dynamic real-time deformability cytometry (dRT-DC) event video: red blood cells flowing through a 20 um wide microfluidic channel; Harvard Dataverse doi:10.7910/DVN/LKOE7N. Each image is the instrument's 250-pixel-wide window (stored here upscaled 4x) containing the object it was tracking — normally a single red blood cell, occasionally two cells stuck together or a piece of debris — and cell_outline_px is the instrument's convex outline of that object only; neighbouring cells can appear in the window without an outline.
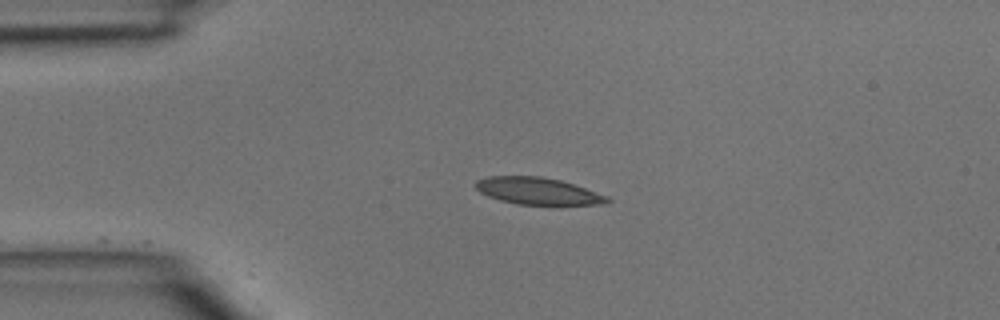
{"species": "common noctule bat (a hibernating species)", "species_latin": "Nyctalus noctula", "temperature_condition": "room temperature", "stored_images_in_passage": 13, "camera_frame_rate_fps": 3000, "um_per_image_px": 0.085, "animal": {"sex": "male", "body_mass_g": 15.6}, "frame": {"image": 1, "passage_image": 1, "time_ms": 0.0, "image_size_px": [1000, 320], "cell_outline_px": [[612, 200], [604, 204], [516, 204], [500, 200], [488, 196], [480, 192], [476, 188], [476, 180], [488, 176], [540, 176], [560, 180], [608, 196]], "centroid_in_image_um": [45.69, 16.23], "position_along_channel_um": 39.3, "area_um2": 20.4}}
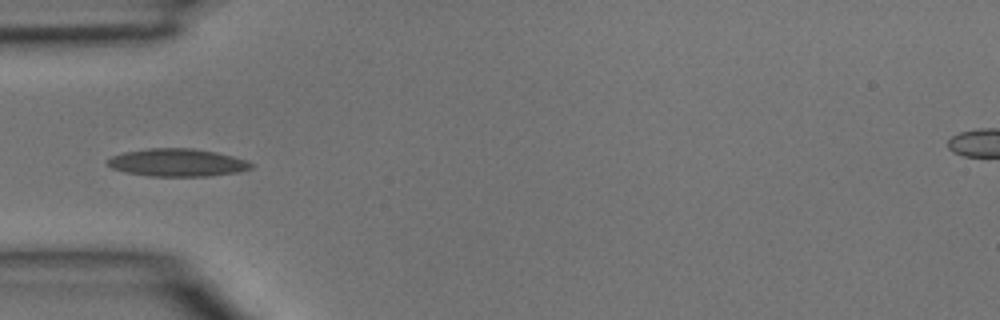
{"frame": {"image": 2, "passage_image": 5, "time_ms": 1.333, "image_size_px": [1000, 320], "cell_outline_px": [[256, 164], [252, 168], [240, 172], [208, 176], [152, 176], [124, 172], [112, 168], [104, 160], [112, 156], [124, 152], [148, 148], [192, 148], [216, 152], [248, 160]], "centroid_in_image_um": [15.1, 13.82], "position_along_channel_um": 69.9, "area_um2": 23.41}}
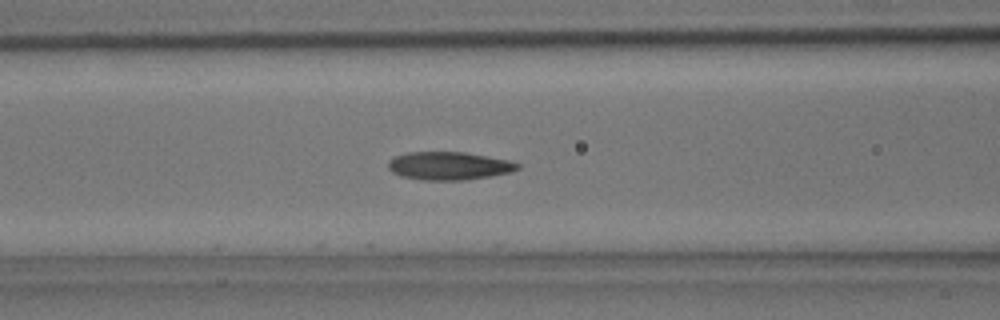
{"frame": {"image": 3, "passage_image": 9, "time_ms": 2.667, "image_size_px": [1000, 320], "cell_outline_px": [[520, 168], [512, 172], [492, 176], [464, 180], [424, 180], [400, 176], [392, 172], [388, 168], [388, 160], [396, 156], [408, 152], [464, 152], [508, 160], [520, 164]], "centroid_in_image_um": [38.16, 14.1], "position_along_channel_um": 128.4, "area_um2": 21.21}}